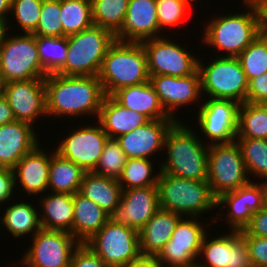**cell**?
Masks as SVG:
<instances>
[{"label": "cell", "instance_id": "54", "mask_svg": "<svg viewBox=\"0 0 267 267\" xmlns=\"http://www.w3.org/2000/svg\"><path fill=\"white\" fill-rule=\"evenodd\" d=\"M9 32L7 24L0 22V49L2 47L5 36Z\"/></svg>", "mask_w": 267, "mask_h": 267}, {"label": "cell", "instance_id": "35", "mask_svg": "<svg viewBox=\"0 0 267 267\" xmlns=\"http://www.w3.org/2000/svg\"><path fill=\"white\" fill-rule=\"evenodd\" d=\"M152 159L128 158L122 173L118 179L122 190L137 187L157 186L160 168H156ZM155 173V174H154Z\"/></svg>", "mask_w": 267, "mask_h": 267}, {"label": "cell", "instance_id": "8", "mask_svg": "<svg viewBox=\"0 0 267 267\" xmlns=\"http://www.w3.org/2000/svg\"><path fill=\"white\" fill-rule=\"evenodd\" d=\"M8 32L0 49V73L4 83L45 78L36 45V36Z\"/></svg>", "mask_w": 267, "mask_h": 267}, {"label": "cell", "instance_id": "45", "mask_svg": "<svg viewBox=\"0 0 267 267\" xmlns=\"http://www.w3.org/2000/svg\"><path fill=\"white\" fill-rule=\"evenodd\" d=\"M229 267H253L248 247L240 236V231H230Z\"/></svg>", "mask_w": 267, "mask_h": 267}, {"label": "cell", "instance_id": "14", "mask_svg": "<svg viewBox=\"0 0 267 267\" xmlns=\"http://www.w3.org/2000/svg\"><path fill=\"white\" fill-rule=\"evenodd\" d=\"M85 124L74 126L77 129L70 125L72 130L66 132L67 136L64 134L61 141L59 140L54 146V150L59 156L74 162L85 172H93L109 137L98 121Z\"/></svg>", "mask_w": 267, "mask_h": 267}, {"label": "cell", "instance_id": "19", "mask_svg": "<svg viewBox=\"0 0 267 267\" xmlns=\"http://www.w3.org/2000/svg\"><path fill=\"white\" fill-rule=\"evenodd\" d=\"M159 209L157 186L129 188L122 191L121 201L109 214V220L139 232Z\"/></svg>", "mask_w": 267, "mask_h": 267}, {"label": "cell", "instance_id": "46", "mask_svg": "<svg viewBox=\"0 0 267 267\" xmlns=\"http://www.w3.org/2000/svg\"><path fill=\"white\" fill-rule=\"evenodd\" d=\"M69 267H109L85 243L73 251Z\"/></svg>", "mask_w": 267, "mask_h": 267}, {"label": "cell", "instance_id": "21", "mask_svg": "<svg viewBox=\"0 0 267 267\" xmlns=\"http://www.w3.org/2000/svg\"><path fill=\"white\" fill-rule=\"evenodd\" d=\"M156 0H129L127 14L115 38L122 42L141 43L160 37Z\"/></svg>", "mask_w": 267, "mask_h": 267}, {"label": "cell", "instance_id": "36", "mask_svg": "<svg viewBox=\"0 0 267 267\" xmlns=\"http://www.w3.org/2000/svg\"><path fill=\"white\" fill-rule=\"evenodd\" d=\"M224 232L215 237L209 232L205 235L196 267H229L230 230Z\"/></svg>", "mask_w": 267, "mask_h": 267}, {"label": "cell", "instance_id": "23", "mask_svg": "<svg viewBox=\"0 0 267 267\" xmlns=\"http://www.w3.org/2000/svg\"><path fill=\"white\" fill-rule=\"evenodd\" d=\"M35 129L31 124L17 120L0 126V167L13 169L41 143Z\"/></svg>", "mask_w": 267, "mask_h": 267}, {"label": "cell", "instance_id": "10", "mask_svg": "<svg viewBox=\"0 0 267 267\" xmlns=\"http://www.w3.org/2000/svg\"><path fill=\"white\" fill-rule=\"evenodd\" d=\"M209 218L205 223L201 217H182L170 240L155 258L165 267H196L207 228L215 222L213 215Z\"/></svg>", "mask_w": 267, "mask_h": 267}, {"label": "cell", "instance_id": "37", "mask_svg": "<svg viewBox=\"0 0 267 267\" xmlns=\"http://www.w3.org/2000/svg\"><path fill=\"white\" fill-rule=\"evenodd\" d=\"M36 45L45 76L56 74L66 62L68 36H36Z\"/></svg>", "mask_w": 267, "mask_h": 267}, {"label": "cell", "instance_id": "28", "mask_svg": "<svg viewBox=\"0 0 267 267\" xmlns=\"http://www.w3.org/2000/svg\"><path fill=\"white\" fill-rule=\"evenodd\" d=\"M73 214L72 236L79 243L89 240L109 220L107 212L79 192L73 194Z\"/></svg>", "mask_w": 267, "mask_h": 267}, {"label": "cell", "instance_id": "5", "mask_svg": "<svg viewBox=\"0 0 267 267\" xmlns=\"http://www.w3.org/2000/svg\"><path fill=\"white\" fill-rule=\"evenodd\" d=\"M157 188L160 208L182 217H203L216 209L217 199L207 180H190L160 172Z\"/></svg>", "mask_w": 267, "mask_h": 267}, {"label": "cell", "instance_id": "47", "mask_svg": "<svg viewBox=\"0 0 267 267\" xmlns=\"http://www.w3.org/2000/svg\"><path fill=\"white\" fill-rule=\"evenodd\" d=\"M14 171L11 168L0 167V205L4 207L12 201L16 191ZM5 203V204H4ZM3 206H0L3 208Z\"/></svg>", "mask_w": 267, "mask_h": 267}, {"label": "cell", "instance_id": "29", "mask_svg": "<svg viewBox=\"0 0 267 267\" xmlns=\"http://www.w3.org/2000/svg\"><path fill=\"white\" fill-rule=\"evenodd\" d=\"M9 203L4 207L3 214H0L1 228L15 238L27 237L29 234L32 238L42 228L36 204L33 206V200L26 202L17 199Z\"/></svg>", "mask_w": 267, "mask_h": 267}, {"label": "cell", "instance_id": "12", "mask_svg": "<svg viewBox=\"0 0 267 267\" xmlns=\"http://www.w3.org/2000/svg\"><path fill=\"white\" fill-rule=\"evenodd\" d=\"M141 42L147 56V69L150 76L167 75L185 77L198 70V56L177 42L171 36ZM177 42V43H176ZM182 45V46H181ZM194 53V54H193Z\"/></svg>", "mask_w": 267, "mask_h": 267}, {"label": "cell", "instance_id": "52", "mask_svg": "<svg viewBox=\"0 0 267 267\" xmlns=\"http://www.w3.org/2000/svg\"><path fill=\"white\" fill-rule=\"evenodd\" d=\"M11 0H0V22L11 25L13 19L10 20Z\"/></svg>", "mask_w": 267, "mask_h": 267}, {"label": "cell", "instance_id": "17", "mask_svg": "<svg viewBox=\"0 0 267 267\" xmlns=\"http://www.w3.org/2000/svg\"><path fill=\"white\" fill-rule=\"evenodd\" d=\"M3 95L17 121L35 127L40 118L46 119L45 78L5 83Z\"/></svg>", "mask_w": 267, "mask_h": 267}, {"label": "cell", "instance_id": "18", "mask_svg": "<svg viewBox=\"0 0 267 267\" xmlns=\"http://www.w3.org/2000/svg\"><path fill=\"white\" fill-rule=\"evenodd\" d=\"M149 81L154 87L164 110L177 121H181V117L176 114L177 110H182L184 106L187 107L188 105L190 107L195 104V107L197 106V109H199L201 105L199 100L203 101L198 70L193 75L185 77L150 76ZM196 102H198L199 106Z\"/></svg>", "mask_w": 267, "mask_h": 267}, {"label": "cell", "instance_id": "30", "mask_svg": "<svg viewBox=\"0 0 267 267\" xmlns=\"http://www.w3.org/2000/svg\"><path fill=\"white\" fill-rule=\"evenodd\" d=\"M122 191L118 179L96 175L93 172L84 174L79 189L81 195L93 200L108 214L120 203Z\"/></svg>", "mask_w": 267, "mask_h": 267}, {"label": "cell", "instance_id": "27", "mask_svg": "<svg viewBox=\"0 0 267 267\" xmlns=\"http://www.w3.org/2000/svg\"><path fill=\"white\" fill-rule=\"evenodd\" d=\"M39 216L43 229L61 230L72 235L73 227V195L48 191L40 195ZM41 207V208H40Z\"/></svg>", "mask_w": 267, "mask_h": 267}, {"label": "cell", "instance_id": "43", "mask_svg": "<svg viewBox=\"0 0 267 267\" xmlns=\"http://www.w3.org/2000/svg\"><path fill=\"white\" fill-rule=\"evenodd\" d=\"M61 0H43L39 22L31 33L35 36L63 37Z\"/></svg>", "mask_w": 267, "mask_h": 267}, {"label": "cell", "instance_id": "15", "mask_svg": "<svg viewBox=\"0 0 267 267\" xmlns=\"http://www.w3.org/2000/svg\"><path fill=\"white\" fill-rule=\"evenodd\" d=\"M19 263L22 267H69L79 242L66 231L41 228L33 235Z\"/></svg>", "mask_w": 267, "mask_h": 267}, {"label": "cell", "instance_id": "44", "mask_svg": "<svg viewBox=\"0 0 267 267\" xmlns=\"http://www.w3.org/2000/svg\"><path fill=\"white\" fill-rule=\"evenodd\" d=\"M240 236L245 241L253 267H267V238L248 235L244 230Z\"/></svg>", "mask_w": 267, "mask_h": 267}, {"label": "cell", "instance_id": "39", "mask_svg": "<svg viewBox=\"0 0 267 267\" xmlns=\"http://www.w3.org/2000/svg\"><path fill=\"white\" fill-rule=\"evenodd\" d=\"M248 79L267 73V35L260 33L257 38L238 56Z\"/></svg>", "mask_w": 267, "mask_h": 267}, {"label": "cell", "instance_id": "3", "mask_svg": "<svg viewBox=\"0 0 267 267\" xmlns=\"http://www.w3.org/2000/svg\"><path fill=\"white\" fill-rule=\"evenodd\" d=\"M192 127L181 120L169 129L164 141L166 159L159 162L160 172L190 180L208 179L209 145Z\"/></svg>", "mask_w": 267, "mask_h": 267}, {"label": "cell", "instance_id": "49", "mask_svg": "<svg viewBox=\"0 0 267 267\" xmlns=\"http://www.w3.org/2000/svg\"><path fill=\"white\" fill-rule=\"evenodd\" d=\"M244 231L248 235L267 238V205L253 214Z\"/></svg>", "mask_w": 267, "mask_h": 267}, {"label": "cell", "instance_id": "51", "mask_svg": "<svg viewBox=\"0 0 267 267\" xmlns=\"http://www.w3.org/2000/svg\"><path fill=\"white\" fill-rule=\"evenodd\" d=\"M256 5L260 15L261 33L267 35V0H259Z\"/></svg>", "mask_w": 267, "mask_h": 267}, {"label": "cell", "instance_id": "32", "mask_svg": "<svg viewBox=\"0 0 267 267\" xmlns=\"http://www.w3.org/2000/svg\"><path fill=\"white\" fill-rule=\"evenodd\" d=\"M236 139H267V104H240Z\"/></svg>", "mask_w": 267, "mask_h": 267}, {"label": "cell", "instance_id": "33", "mask_svg": "<svg viewBox=\"0 0 267 267\" xmlns=\"http://www.w3.org/2000/svg\"><path fill=\"white\" fill-rule=\"evenodd\" d=\"M63 36H70L94 25L91 0H61Z\"/></svg>", "mask_w": 267, "mask_h": 267}, {"label": "cell", "instance_id": "1", "mask_svg": "<svg viewBox=\"0 0 267 267\" xmlns=\"http://www.w3.org/2000/svg\"><path fill=\"white\" fill-rule=\"evenodd\" d=\"M45 91L48 119L95 116L97 120L106 96L98 76L49 74L45 77Z\"/></svg>", "mask_w": 267, "mask_h": 267}, {"label": "cell", "instance_id": "40", "mask_svg": "<svg viewBox=\"0 0 267 267\" xmlns=\"http://www.w3.org/2000/svg\"><path fill=\"white\" fill-rule=\"evenodd\" d=\"M195 5L191 4L188 0H156V13L160 29V37L164 36V32L173 26L182 30L187 15ZM184 21V23H183ZM166 29V31H164Z\"/></svg>", "mask_w": 267, "mask_h": 267}, {"label": "cell", "instance_id": "48", "mask_svg": "<svg viewBox=\"0 0 267 267\" xmlns=\"http://www.w3.org/2000/svg\"><path fill=\"white\" fill-rule=\"evenodd\" d=\"M246 102L267 104V73L249 80Z\"/></svg>", "mask_w": 267, "mask_h": 267}, {"label": "cell", "instance_id": "50", "mask_svg": "<svg viewBox=\"0 0 267 267\" xmlns=\"http://www.w3.org/2000/svg\"><path fill=\"white\" fill-rule=\"evenodd\" d=\"M16 121L13 111L8 105L4 95L0 96V126L7 123Z\"/></svg>", "mask_w": 267, "mask_h": 267}, {"label": "cell", "instance_id": "57", "mask_svg": "<svg viewBox=\"0 0 267 267\" xmlns=\"http://www.w3.org/2000/svg\"><path fill=\"white\" fill-rule=\"evenodd\" d=\"M265 183V188H266V205H267V181Z\"/></svg>", "mask_w": 267, "mask_h": 267}, {"label": "cell", "instance_id": "6", "mask_svg": "<svg viewBox=\"0 0 267 267\" xmlns=\"http://www.w3.org/2000/svg\"><path fill=\"white\" fill-rule=\"evenodd\" d=\"M115 41L111 31L96 25L68 36L66 62L57 73L64 76H98L103 59Z\"/></svg>", "mask_w": 267, "mask_h": 267}, {"label": "cell", "instance_id": "38", "mask_svg": "<svg viewBox=\"0 0 267 267\" xmlns=\"http://www.w3.org/2000/svg\"><path fill=\"white\" fill-rule=\"evenodd\" d=\"M91 4L94 25L115 35L123 25L129 0H91Z\"/></svg>", "mask_w": 267, "mask_h": 267}, {"label": "cell", "instance_id": "41", "mask_svg": "<svg viewBox=\"0 0 267 267\" xmlns=\"http://www.w3.org/2000/svg\"><path fill=\"white\" fill-rule=\"evenodd\" d=\"M42 2L43 0H11L10 18L15 17L16 26L15 23L13 27L7 25L9 32L14 33V29L20 28L21 32H17L31 34L39 22Z\"/></svg>", "mask_w": 267, "mask_h": 267}, {"label": "cell", "instance_id": "22", "mask_svg": "<svg viewBox=\"0 0 267 267\" xmlns=\"http://www.w3.org/2000/svg\"><path fill=\"white\" fill-rule=\"evenodd\" d=\"M37 145L30 153L26 154L13 168L15 187L17 191L23 190L28 198L48 192V174L51 163V151ZM44 149V150H43ZM18 185L19 188H18Z\"/></svg>", "mask_w": 267, "mask_h": 267}, {"label": "cell", "instance_id": "31", "mask_svg": "<svg viewBox=\"0 0 267 267\" xmlns=\"http://www.w3.org/2000/svg\"><path fill=\"white\" fill-rule=\"evenodd\" d=\"M86 172L74 162L59 156L51 150V163L48 174V190L55 193L75 194L79 192Z\"/></svg>", "mask_w": 267, "mask_h": 267}, {"label": "cell", "instance_id": "9", "mask_svg": "<svg viewBox=\"0 0 267 267\" xmlns=\"http://www.w3.org/2000/svg\"><path fill=\"white\" fill-rule=\"evenodd\" d=\"M85 244L109 267L131 266L142 258L139 232L111 220Z\"/></svg>", "mask_w": 267, "mask_h": 267}, {"label": "cell", "instance_id": "42", "mask_svg": "<svg viewBox=\"0 0 267 267\" xmlns=\"http://www.w3.org/2000/svg\"><path fill=\"white\" fill-rule=\"evenodd\" d=\"M127 156L116 139L108 138L94 174L119 179L127 162Z\"/></svg>", "mask_w": 267, "mask_h": 267}, {"label": "cell", "instance_id": "4", "mask_svg": "<svg viewBox=\"0 0 267 267\" xmlns=\"http://www.w3.org/2000/svg\"><path fill=\"white\" fill-rule=\"evenodd\" d=\"M105 95L148 82L147 56L143 45L116 40L108 49L98 74Z\"/></svg>", "mask_w": 267, "mask_h": 267}, {"label": "cell", "instance_id": "53", "mask_svg": "<svg viewBox=\"0 0 267 267\" xmlns=\"http://www.w3.org/2000/svg\"><path fill=\"white\" fill-rule=\"evenodd\" d=\"M133 267H165L160 261L153 257H142L135 263Z\"/></svg>", "mask_w": 267, "mask_h": 267}, {"label": "cell", "instance_id": "56", "mask_svg": "<svg viewBox=\"0 0 267 267\" xmlns=\"http://www.w3.org/2000/svg\"><path fill=\"white\" fill-rule=\"evenodd\" d=\"M191 4L193 3V4H195V2H196V4L198 3L197 1H201V0H188Z\"/></svg>", "mask_w": 267, "mask_h": 267}, {"label": "cell", "instance_id": "13", "mask_svg": "<svg viewBox=\"0 0 267 267\" xmlns=\"http://www.w3.org/2000/svg\"><path fill=\"white\" fill-rule=\"evenodd\" d=\"M240 104L229 99L203 98L192 120L196 119V132L207 145L234 142L238 128ZM201 134V136H200ZM204 134V135H203ZM202 135L204 136L202 138ZM209 141V142H208Z\"/></svg>", "mask_w": 267, "mask_h": 267}, {"label": "cell", "instance_id": "2", "mask_svg": "<svg viewBox=\"0 0 267 267\" xmlns=\"http://www.w3.org/2000/svg\"><path fill=\"white\" fill-rule=\"evenodd\" d=\"M241 1L245 11L218 14L203 24L201 43L214 48L216 53L219 51L220 57H238L261 33L257 5L248 0Z\"/></svg>", "mask_w": 267, "mask_h": 267}, {"label": "cell", "instance_id": "34", "mask_svg": "<svg viewBox=\"0 0 267 267\" xmlns=\"http://www.w3.org/2000/svg\"><path fill=\"white\" fill-rule=\"evenodd\" d=\"M235 142L240 148L250 180L258 178L257 182H266L267 139H235Z\"/></svg>", "mask_w": 267, "mask_h": 267}, {"label": "cell", "instance_id": "16", "mask_svg": "<svg viewBox=\"0 0 267 267\" xmlns=\"http://www.w3.org/2000/svg\"><path fill=\"white\" fill-rule=\"evenodd\" d=\"M265 205V183L251 181L248 185L224 193L217 198L216 208L219 209V213L217 212L214 216V223L225 215L224 223L226 222L228 224L227 226L230 231L244 230L253 214Z\"/></svg>", "mask_w": 267, "mask_h": 267}, {"label": "cell", "instance_id": "26", "mask_svg": "<svg viewBox=\"0 0 267 267\" xmlns=\"http://www.w3.org/2000/svg\"><path fill=\"white\" fill-rule=\"evenodd\" d=\"M97 121L109 138L116 139L144 125L149 119L142 113L131 111L120 105L112 96L106 95Z\"/></svg>", "mask_w": 267, "mask_h": 267}, {"label": "cell", "instance_id": "11", "mask_svg": "<svg viewBox=\"0 0 267 267\" xmlns=\"http://www.w3.org/2000/svg\"><path fill=\"white\" fill-rule=\"evenodd\" d=\"M207 182L216 199L251 182L235 141L209 145Z\"/></svg>", "mask_w": 267, "mask_h": 267}, {"label": "cell", "instance_id": "7", "mask_svg": "<svg viewBox=\"0 0 267 267\" xmlns=\"http://www.w3.org/2000/svg\"><path fill=\"white\" fill-rule=\"evenodd\" d=\"M215 57H210L209 63L207 59L206 62L201 60L204 58L199 57L198 60L203 97L245 103L249 81L238 57Z\"/></svg>", "mask_w": 267, "mask_h": 267}, {"label": "cell", "instance_id": "55", "mask_svg": "<svg viewBox=\"0 0 267 267\" xmlns=\"http://www.w3.org/2000/svg\"><path fill=\"white\" fill-rule=\"evenodd\" d=\"M4 81H3V78H2V75L0 73V96L3 95V92H4Z\"/></svg>", "mask_w": 267, "mask_h": 267}, {"label": "cell", "instance_id": "58", "mask_svg": "<svg viewBox=\"0 0 267 267\" xmlns=\"http://www.w3.org/2000/svg\"><path fill=\"white\" fill-rule=\"evenodd\" d=\"M248 1H251L256 4L259 0H248Z\"/></svg>", "mask_w": 267, "mask_h": 267}, {"label": "cell", "instance_id": "20", "mask_svg": "<svg viewBox=\"0 0 267 267\" xmlns=\"http://www.w3.org/2000/svg\"><path fill=\"white\" fill-rule=\"evenodd\" d=\"M176 121L175 119L149 120L116 140L127 158L154 160V156L161 150L163 151L161 154L164 153L166 134Z\"/></svg>", "mask_w": 267, "mask_h": 267}, {"label": "cell", "instance_id": "24", "mask_svg": "<svg viewBox=\"0 0 267 267\" xmlns=\"http://www.w3.org/2000/svg\"><path fill=\"white\" fill-rule=\"evenodd\" d=\"M181 215L160 208L139 231L142 257L155 258L170 240Z\"/></svg>", "mask_w": 267, "mask_h": 267}, {"label": "cell", "instance_id": "25", "mask_svg": "<svg viewBox=\"0 0 267 267\" xmlns=\"http://www.w3.org/2000/svg\"><path fill=\"white\" fill-rule=\"evenodd\" d=\"M120 105L149 120L174 119L163 108L150 81L118 89L111 95Z\"/></svg>", "mask_w": 267, "mask_h": 267}]
</instances>
